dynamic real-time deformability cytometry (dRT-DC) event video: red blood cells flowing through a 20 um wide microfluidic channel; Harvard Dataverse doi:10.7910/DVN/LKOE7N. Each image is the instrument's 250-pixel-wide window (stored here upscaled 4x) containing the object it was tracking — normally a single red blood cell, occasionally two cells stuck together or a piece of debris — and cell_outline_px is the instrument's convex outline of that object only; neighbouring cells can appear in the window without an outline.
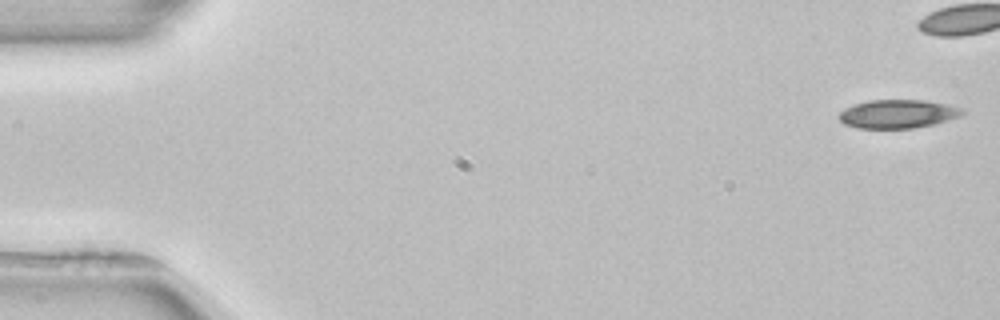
{"species": "common noctule bat (a hibernating species)", "species_latin": "Nyctalus noctula", "temperature_condition": "room temperature", "stored_images_in_passage": 41, "camera_frame_rate_fps": 3000, "um_per_image_px": 0.085, "animal": {"sex": "female", "body_mass_g": 22.7, "forearm_length_mm": 54.2}, "frame": {"image": 1, "passage_image": 1, "time_ms": 0.0, "image_size_px": [1000, 320], "cell_outline_px": [[964, 112], [960, 116], [936, 124], [916, 128], [856, 128], [844, 124], [836, 116], [844, 108], [868, 100], [924, 100], [964, 108]], "centroid_in_image_um": [76.3, 9.69], "position_along_channel_um": 8.7, "area_um2": 20.63}}
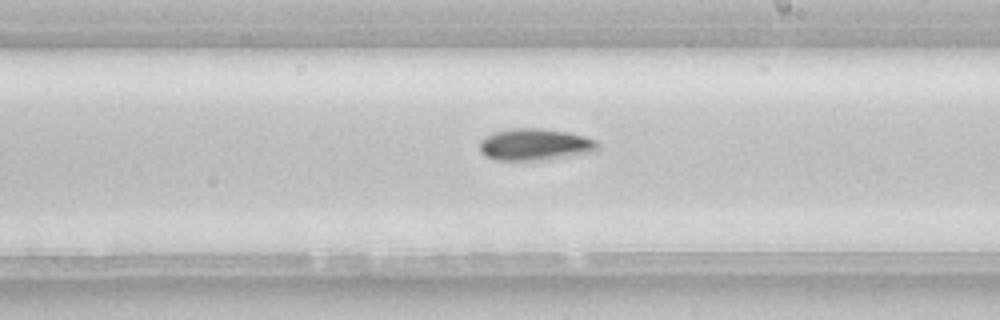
{"frame": {"image": 2, "passage_image": 30, "time_ms": 9.667, "image_size_px": [1000, 320], "cell_outline_px": [[600, 144], [596, 152], [552, 160], [496, 160], [484, 156], [480, 152], [480, 140], [484, 136], [492, 132], [512, 128], [540, 128], [568, 132], [584, 136], [596, 140]], "centroid_in_image_um": [45.5, 12.3], "position_along_channel_um": 243.5, "area_um2": 22.48}}